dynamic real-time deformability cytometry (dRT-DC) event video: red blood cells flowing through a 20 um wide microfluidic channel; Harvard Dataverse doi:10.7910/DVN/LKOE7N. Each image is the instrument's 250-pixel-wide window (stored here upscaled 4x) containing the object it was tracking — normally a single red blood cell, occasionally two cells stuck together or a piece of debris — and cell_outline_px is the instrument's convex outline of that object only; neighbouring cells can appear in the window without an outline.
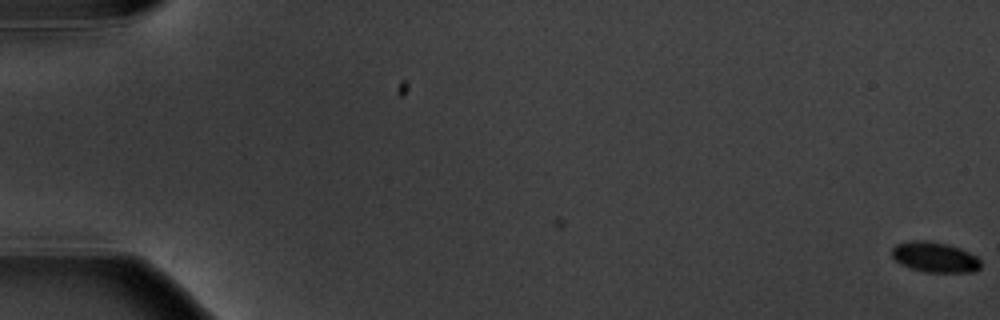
{"species": "common noctule bat (a hibernating species)", "species_latin": "Nyctalus noctula", "temperature_condition": "warm", "stored_images_in_passage": 4, "camera_frame_rate_fps": 3000, "um_per_image_px": 0.085, "animal": {"sex": "male", "body_mass_g": 20.1, "forearm_length_mm": 53.5}, "frame": {"image": 1, "passage_image": 4, "time_ms": 3.333, "image_size_px": [1000, 320], "cell_outline_px": [[980, 268], [976, 272], [924, 272], [900, 264], [892, 256], [892, 248], [896, 244], [908, 240], [928, 240], [960, 248], [976, 256], [980, 260]], "centroid_in_image_um": [79.44, 21.85], "position_along_channel_um": 5.6, "area_um2": 15.72}}